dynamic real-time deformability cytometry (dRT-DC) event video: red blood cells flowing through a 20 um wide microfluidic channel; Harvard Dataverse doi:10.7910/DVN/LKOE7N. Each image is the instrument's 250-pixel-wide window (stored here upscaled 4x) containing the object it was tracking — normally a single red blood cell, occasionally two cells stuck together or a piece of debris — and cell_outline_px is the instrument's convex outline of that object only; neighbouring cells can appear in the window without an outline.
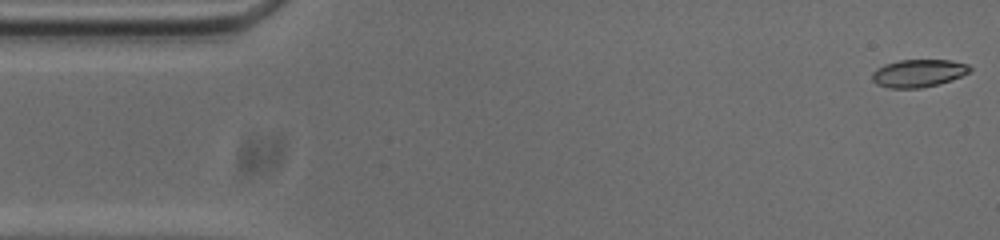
{"species": "common noctule bat (a hibernating species)", "species_latin": "Nyctalus noctula", "temperature_condition": "cold", "stored_images_in_passage": 21, "camera_frame_rate_fps": 3000, "um_per_image_px": 0.085, "animal": {"sex": "male", "body_mass_g": 20.0, "forearm_length_mm": 53.3}, "frame": {"image": 1, "passage_image": 1, "time_ms": 0.0, "image_size_px": [1000, 240], "cell_outline_px": [[972, 72], [952, 80], [920, 88], [888, 88], [876, 84], [872, 80], [872, 72], [876, 68], [884, 64], [900, 60], [952, 60], [968, 64], [972, 68]], "centroid_in_image_um": [78.08, 6.22], "position_along_channel_um": 6.9, "area_um2": 15.95}}
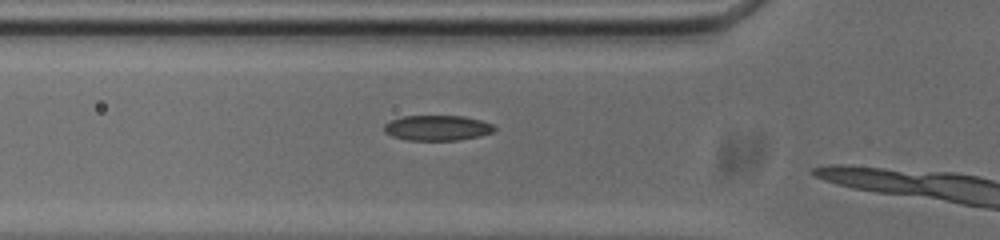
{"frame": {"image": 2, "passage_image": 17, "time_ms": 5.333, "image_size_px": [1000, 240], "cell_outline_px": [[496, 128], [492, 132], [480, 136], [460, 140], [408, 140], [392, 136], [384, 132], [384, 124], [392, 120], [404, 116], [464, 116], [480, 120], [492, 124]], "centroid_in_image_um": [37.17, 10.87], "position_along_channel_um": 88.6, "area_um2": 16.18}}
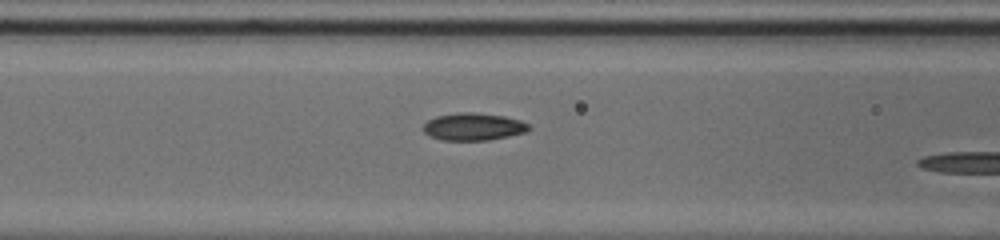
{"frame": {"image": 3, "passage_image": 20, "time_ms": 6.333, "image_size_px": [1000, 240], "cell_outline_px": [[532, 128], [524, 132], [508, 136], [488, 140], [440, 140], [428, 136], [420, 128], [428, 120], [436, 116], [456, 112], [472, 112], [504, 116], [520, 120], [528, 124]], "centroid_in_image_um": [40.18, 10.77], "position_along_channel_um": 126.4, "area_um2": 16.99}}